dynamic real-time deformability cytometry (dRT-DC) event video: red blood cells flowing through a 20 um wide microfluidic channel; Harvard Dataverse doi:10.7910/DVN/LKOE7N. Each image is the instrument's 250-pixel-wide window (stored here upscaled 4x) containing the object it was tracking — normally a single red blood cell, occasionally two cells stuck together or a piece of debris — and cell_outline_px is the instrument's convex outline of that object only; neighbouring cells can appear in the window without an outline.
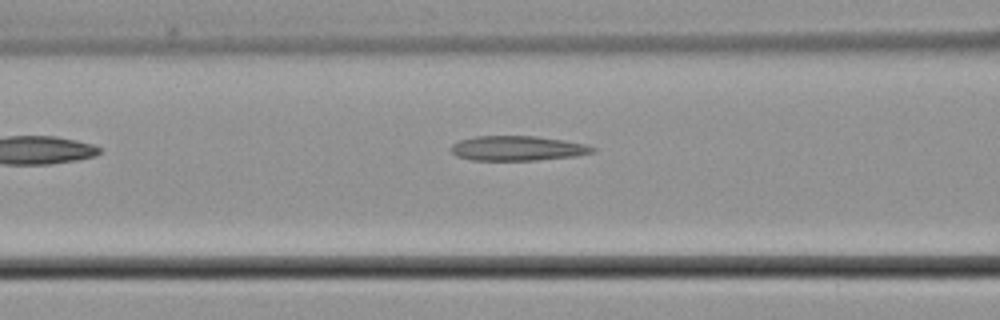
{"species": "common noctule bat (a hibernating species)", "species_latin": "Nyctalus noctula", "temperature_condition": "cold", "stored_images_in_passage": 5, "camera_frame_rate_fps": 3000, "um_per_image_px": 0.085, "animal": {"sex": "male", "body_mass_g": 21.5, "forearm_length_mm": 52.0}, "frame": {"image": 1, "passage_image": 5, "time_ms": 5.0, "image_size_px": [1000, 320], "cell_outline_px": [[596, 148], [592, 152], [576, 156], [536, 160], [472, 160], [456, 156], [448, 148], [452, 144], [460, 140], [476, 136], [536, 136], [564, 140], [584, 144]], "centroid_in_image_um": [43.94, 12.6], "position_along_channel_um": 122.7, "area_um2": 20.4}}